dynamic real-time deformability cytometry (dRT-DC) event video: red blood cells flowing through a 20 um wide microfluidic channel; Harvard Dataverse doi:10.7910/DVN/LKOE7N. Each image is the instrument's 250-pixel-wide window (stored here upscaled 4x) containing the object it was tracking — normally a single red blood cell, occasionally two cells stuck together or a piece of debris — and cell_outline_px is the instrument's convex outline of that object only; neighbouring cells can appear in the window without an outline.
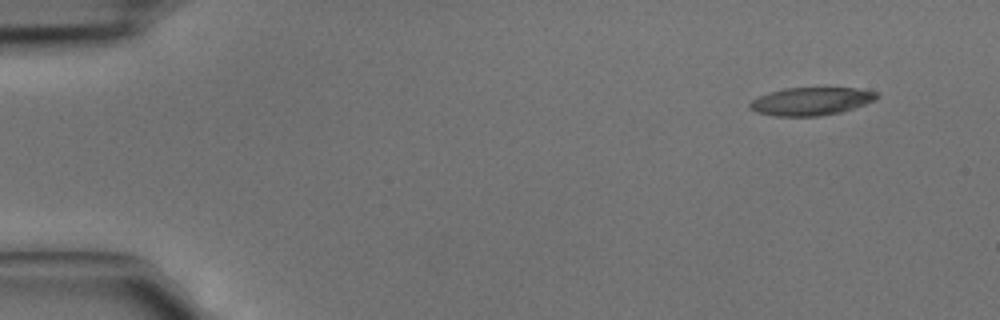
{"species": "common noctule bat (a hibernating species)", "species_latin": "Nyctalus noctula", "temperature_condition": "cold", "stored_images_in_passage": 4, "camera_frame_rate_fps": 3000, "um_per_image_px": 0.085, "animal": {"sex": "male", "body_mass_g": 15.6}, "frame": {"image": 1, "passage_image": 1, "time_ms": 0.0, "image_size_px": [1000, 320], "cell_outline_px": [[880, 96], [876, 100], [840, 112], [820, 116], [776, 116], [756, 112], [748, 108], [748, 104], [752, 100], [768, 92], [784, 88], [856, 88], [876, 92]], "centroid_in_image_um": [68.91, 8.61], "position_along_channel_um": 16.1, "area_um2": 20.63}}
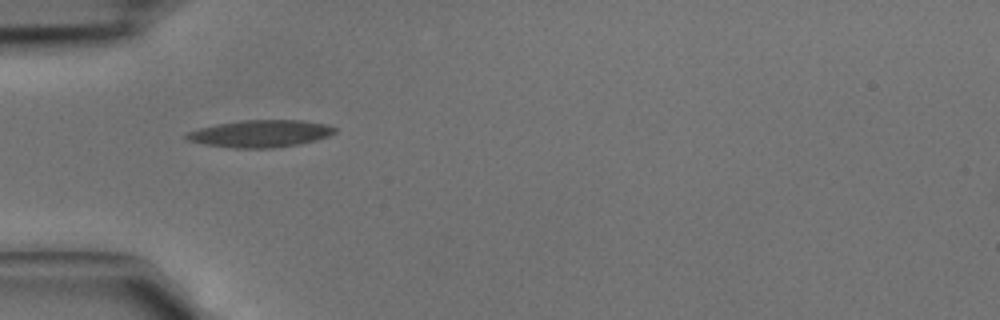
{"frame": {"image": 2, "passage_image": 4, "time_ms": 1.0, "image_size_px": [1000, 320], "cell_outline_px": [[336, 132], [328, 136], [316, 140], [300, 144], [272, 148], [236, 148], [204, 144], [188, 140], [184, 136], [188, 132], [200, 128], [220, 124], [244, 120], [300, 120], [324, 124], [336, 128]], "centroid_in_image_um": [22.16, 11.36], "position_along_channel_um": 62.8, "area_um2": 23.18}}